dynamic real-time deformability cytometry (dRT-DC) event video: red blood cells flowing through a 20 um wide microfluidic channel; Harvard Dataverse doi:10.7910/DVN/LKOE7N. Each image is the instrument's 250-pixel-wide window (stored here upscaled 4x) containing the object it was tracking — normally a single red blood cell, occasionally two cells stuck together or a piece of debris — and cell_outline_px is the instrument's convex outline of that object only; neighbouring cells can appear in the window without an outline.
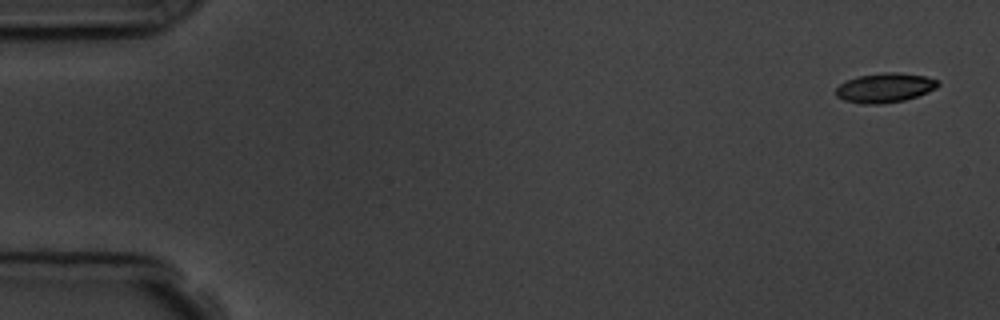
{"species": "common noctule bat (a hibernating species)", "species_latin": "Nyctalus noctula", "temperature_condition": "room temperature", "stored_images_in_passage": 5, "camera_frame_rate_fps": 3000, "um_per_image_px": 0.085, "animal": {"sex": "male", "body_mass_g": 19.5, "forearm_length_mm": 54.6}, "frame": {"image": 1, "passage_image": 1, "time_ms": 0.0, "image_size_px": [1000, 320], "cell_outline_px": [[940, 84], [936, 88], [928, 92], [904, 100], [880, 104], [860, 104], [844, 100], [836, 96], [836, 88], [840, 84], [856, 76], [884, 72], [900, 72], [924, 76], [940, 80]], "centroid_in_image_um": [75.22, 7.45], "position_along_channel_um": 9.8, "area_um2": 17.63}}
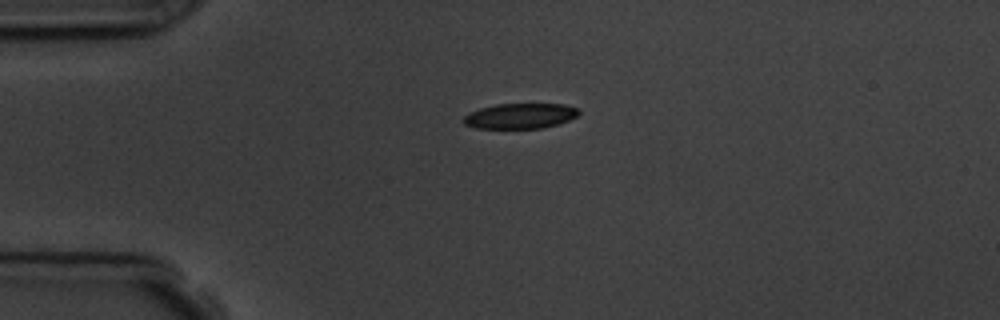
{"frame": {"image": 2, "passage_image": 4, "time_ms": 3.667, "image_size_px": [1000, 320], "cell_outline_px": [[580, 112], [576, 116], [568, 120], [556, 124], [540, 128], [476, 128], [464, 124], [460, 120], [468, 112], [480, 108], [496, 104], [564, 104], [580, 108]], "centroid_in_image_um": [44.17, 9.85], "position_along_channel_um": 40.8, "area_um2": 17.05}}